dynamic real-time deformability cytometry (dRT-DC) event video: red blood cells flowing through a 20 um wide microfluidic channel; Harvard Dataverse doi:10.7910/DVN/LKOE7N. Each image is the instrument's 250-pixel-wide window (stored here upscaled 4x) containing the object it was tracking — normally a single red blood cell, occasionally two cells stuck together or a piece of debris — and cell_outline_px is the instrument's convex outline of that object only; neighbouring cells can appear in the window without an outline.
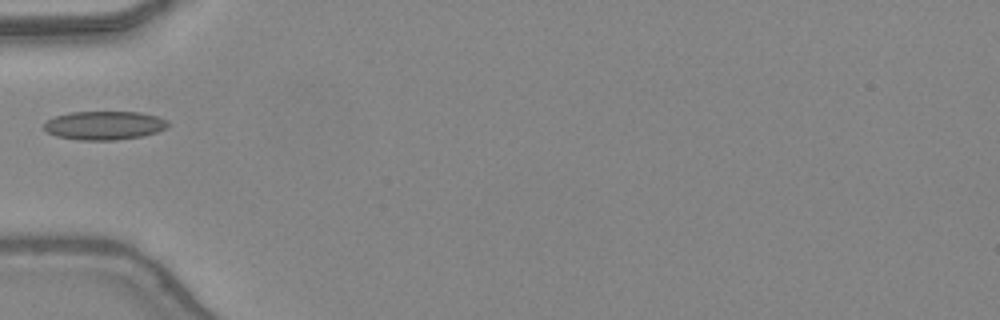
{"species": "common noctule bat (a hibernating species)", "species_latin": "Nyctalus noctula", "temperature_condition": "warm", "stored_images_in_passage": 4, "camera_frame_rate_fps": 3000, "um_per_image_px": 0.085, "animal": {"sex": "female", "body_mass_g": 24.6, "forearm_length_mm": 56.2}, "frame": {"image": 1, "passage_image": 1, "time_ms": 0.0, "image_size_px": [1000, 320], "cell_outline_px": [[168, 128], [144, 136], [116, 140], [80, 140], [56, 136], [48, 132], [44, 128], [44, 124], [48, 120], [56, 116], [72, 112], [140, 112], [156, 116], [168, 120]], "centroid_in_image_um": [8.9, 10.66], "position_along_channel_um": 76.1, "area_um2": 20.69}}